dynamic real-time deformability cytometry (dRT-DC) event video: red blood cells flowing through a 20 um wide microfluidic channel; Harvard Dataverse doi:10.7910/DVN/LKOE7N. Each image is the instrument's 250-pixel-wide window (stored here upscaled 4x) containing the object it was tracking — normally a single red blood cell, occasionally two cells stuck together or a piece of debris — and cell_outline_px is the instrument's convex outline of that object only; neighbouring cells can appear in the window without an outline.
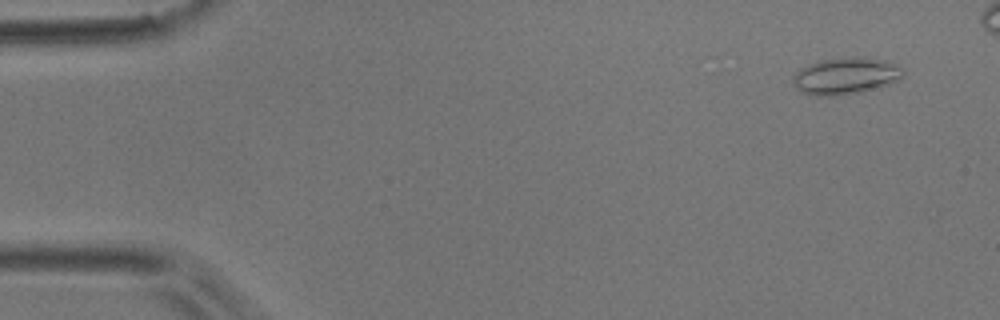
{"species": "common noctule bat (a hibernating species)", "species_latin": "Nyctalus noctula", "temperature_condition": "room temperature", "stored_images_in_passage": 13, "camera_frame_rate_fps": 3000, "um_per_image_px": 0.085, "animal": {"sex": "male", "body_mass_g": 17.9}, "frame": {"image": 1, "passage_image": 1, "time_ms": 0.0, "image_size_px": [1000, 320], "cell_outline_px": [[904, 76], [888, 84], [852, 92], [832, 96], [816, 96], [804, 92], [796, 88], [792, 80], [796, 72], [800, 68], [808, 64], [820, 60], [852, 56], [864, 56], [884, 60], [896, 64], [904, 68]], "centroid_in_image_um": [71.87, 6.41], "position_along_channel_um": 13.1, "area_um2": 23.35}}